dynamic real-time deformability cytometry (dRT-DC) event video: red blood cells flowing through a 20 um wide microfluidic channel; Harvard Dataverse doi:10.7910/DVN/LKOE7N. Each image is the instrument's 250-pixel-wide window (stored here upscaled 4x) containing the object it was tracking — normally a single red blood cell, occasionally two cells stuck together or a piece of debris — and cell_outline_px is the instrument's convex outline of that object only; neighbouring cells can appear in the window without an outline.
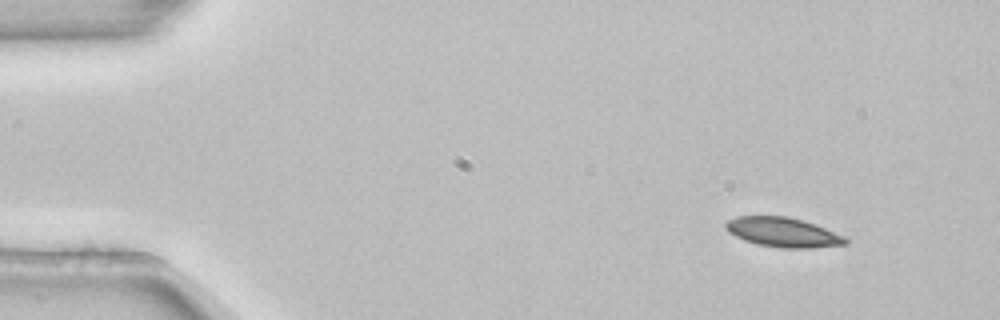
{"species": "common noctule bat (a hibernating species)", "species_latin": "Nyctalus noctula", "temperature_condition": "room temperature", "stored_images_in_passage": 3, "camera_frame_rate_fps": 3000, "um_per_image_px": 0.085, "animal": {"sex": "female", "body_mass_g": 22.7, "forearm_length_mm": 54.2}, "frame": {"image": 1, "passage_image": 1, "time_ms": 0.0, "image_size_px": [1000, 320], "cell_outline_px": [[848, 244], [808, 248], [780, 248], [756, 244], [744, 240], [728, 232], [724, 228], [724, 224], [728, 220], [736, 216], [788, 216], [804, 220], [844, 236], [848, 240]], "centroid_in_image_um": [66.52, 19.74], "position_along_channel_um": 18.5, "area_um2": 20.69}}